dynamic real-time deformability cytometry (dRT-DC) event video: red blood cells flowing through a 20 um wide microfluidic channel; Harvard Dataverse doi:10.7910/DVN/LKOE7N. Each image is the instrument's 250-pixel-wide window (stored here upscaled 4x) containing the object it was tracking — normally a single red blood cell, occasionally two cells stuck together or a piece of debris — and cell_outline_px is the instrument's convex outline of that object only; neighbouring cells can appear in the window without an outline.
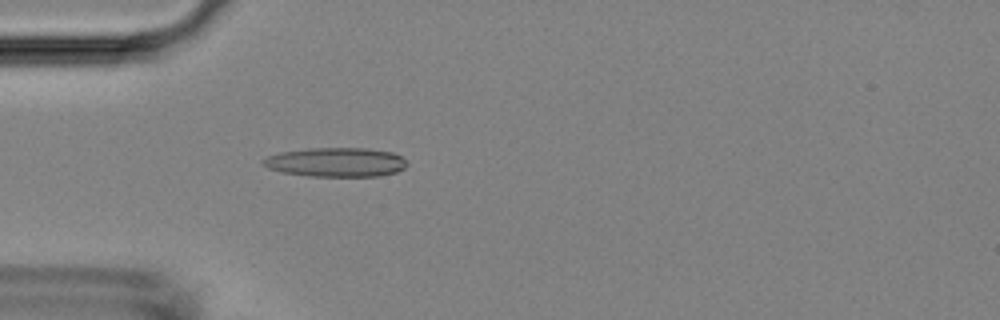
{"species": "Egyptian fruit bat (a non-hibernating species)", "species_latin": "Rousettus aegyptiacus", "temperature_condition": "room temperature", "stored_images_in_passage": 54, "camera_frame_rate_fps": 3000, "um_per_image_px": 0.085, "animal": {"sex": "female"}, "frame": {"image": 1, "passage_image": 16, "time_ms": 5.0, "image_size_px": [1000, 320], "cell_outline_px": [[408, 164], [404, 168], [396, 172], [380, 176], [308, 176], [280, 172], [268, 168], [260, 160], [268, 156], [280, 152], [308, 148], [368, 148], [392, 152], [400, 156]], "centroid_in_image_um": [28.54, 13.78], "position_along_channel_um": 56.5, "area_um2": 24.57}}
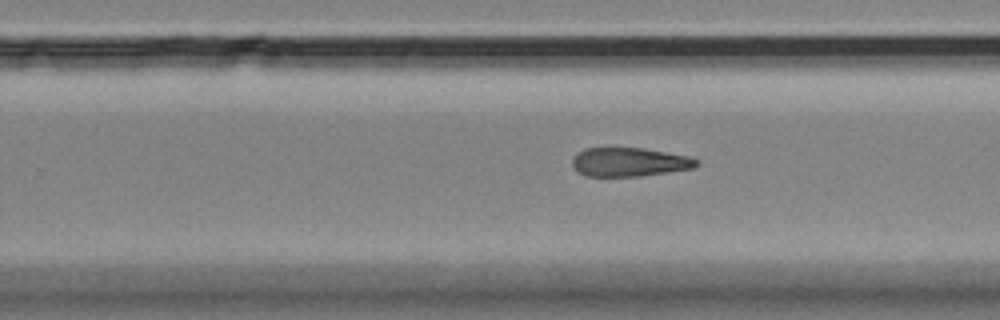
{"frame": {"image": 2, "passage_image": 34, "time_ms": 11.0, "image_size_px": [1000, 320], "cell_outline_px": [[700, 164], [696, 168], [640, 176], [584, 176], [576, 172], [572, 164], [572, 160], [584, 148], [644, 148], [688, 156], [700, 160]], "centroid_in_image_um": [53.53, 13.78], "position_along_channel_um": 276.3, "area_um2": 20.98}}
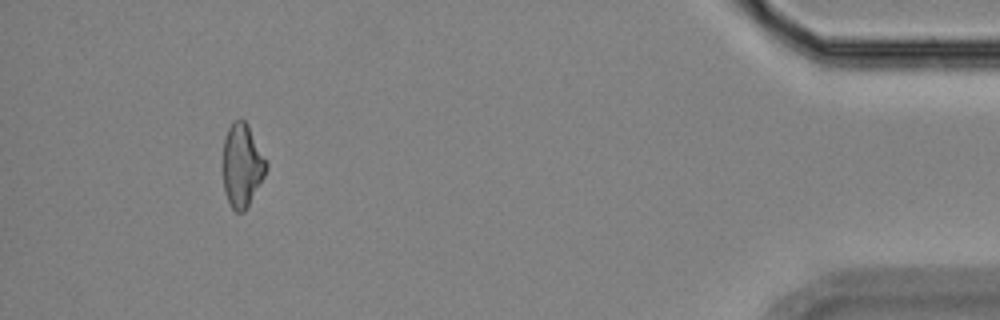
{"frame": {"image": 3, "passage_image": 50, "time_ms": 16.333, "image_size_px": [1000, 320], "cell_outline_px": [[268, 168], [264, 176], [244, 212], [236, 212], [232, 208], [224, 192], [224, 140], [228, 128], [232, 120], [244, 120], [248, 124], [268, 164]], "centroid_in_image_um": [20.58, 14.04], "position_along_channel_um": 414.6, "area_um2": 20.69}, "authors_computed_cell_mechanics": {"area_um2": 22.253, "velocity_mm_per_s": 3.7454, "shape_relaxation_time_tau1_ms": null, "shape_relaxation_time_tau2_ms": 6.7124, "deformation_change_tau1": null, "deformation_change_tau2": 0.2047}}